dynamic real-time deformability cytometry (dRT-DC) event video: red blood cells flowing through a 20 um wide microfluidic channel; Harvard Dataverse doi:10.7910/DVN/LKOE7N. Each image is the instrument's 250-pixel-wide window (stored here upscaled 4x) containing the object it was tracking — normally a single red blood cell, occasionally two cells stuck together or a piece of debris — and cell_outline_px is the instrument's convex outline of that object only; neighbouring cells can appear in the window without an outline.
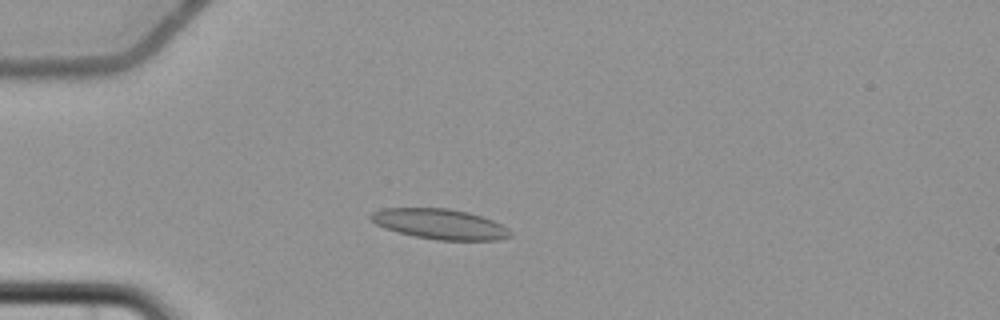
{"species": "common noctule bat (a hibernating species)", "species_latin": "Nyctalus noctula", "temperature_condition": "cold", "stored_images_in_passage": 8, "camera_frame_rate_fps": 3000, "um_per_image_px": 0.085, "animal": {"sex": "female", "body_mass_g": 22.7, "forearm_length_mm": 54.2}, "frame": {"image": 1, "passage_image": 5, "time_ms": 4.667, "image_size_px": [1000, 320], "cell_outline_px": [[512, 236], [496, 240], [436, 240], [416, 236], [384, 228], [368, 220], [368, 216], [372, 212], [384, 208], [448, 208], [468, 212], [492, 220], [508, 228], [512, 232]], "centroid_in_image_um": [37.37, 19.04], "position_along_channel_um": 47.6, "area_um2": 24.57}}
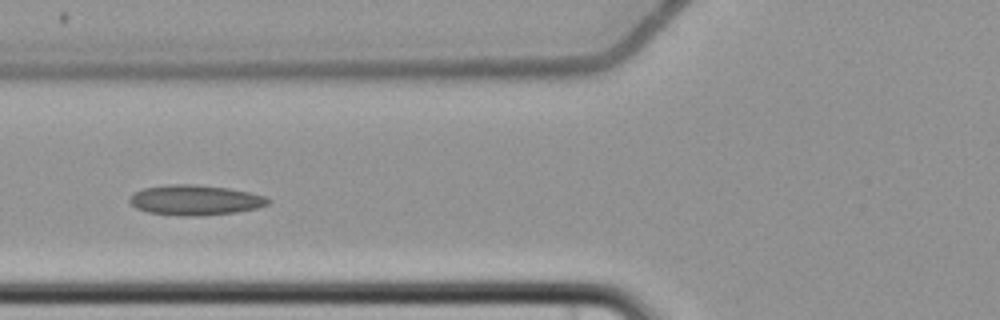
{"frame": {"image": 2, "passage_image": 7, "time_ms": 7.0, "image_size_px": [1000, 320], "cell_outline_px": [[272, 200], [268, 204], [256, 208], [236, 212], [196, 216], [188, 216], [148, 212], [136, 208], [128, 200], [136, 192], [144, 188], [168, 184], [196, 184], [228, 188], [248, 192], [264, 196]], "centroid_in_image_um": [16.6, 17.0], "position_along_channel_um": 109.2, "area_um2": 24.1}}
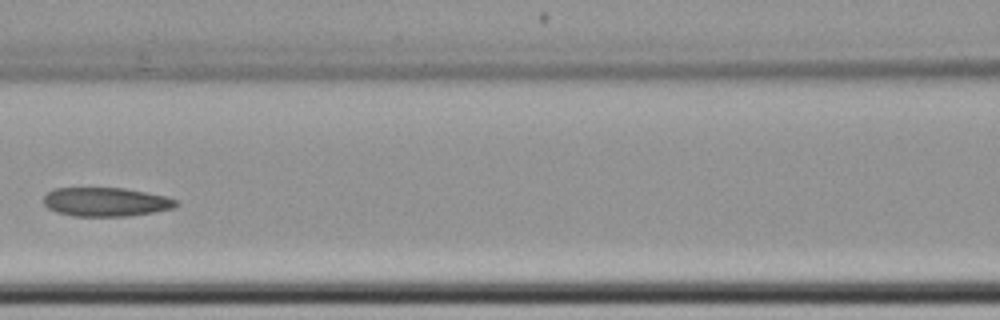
{"frame": {"image": 3, "passage_image": 8, "time_ms": 8.333, "image_size_px": [1000, 320], "cell_outline_px": [[180, 204], [172, 208], [152, 212], [128, 216], [72, 216], [56, 212], [48, 208], [44, 204], [44, 196], [48, 192], [56, 188], [124, 188], [164, 196], [176, 200]], "centroid_in_image_um": [8.97, 17.17], "position_along_channel_um": 157.6, "area_um2": 22.14}}